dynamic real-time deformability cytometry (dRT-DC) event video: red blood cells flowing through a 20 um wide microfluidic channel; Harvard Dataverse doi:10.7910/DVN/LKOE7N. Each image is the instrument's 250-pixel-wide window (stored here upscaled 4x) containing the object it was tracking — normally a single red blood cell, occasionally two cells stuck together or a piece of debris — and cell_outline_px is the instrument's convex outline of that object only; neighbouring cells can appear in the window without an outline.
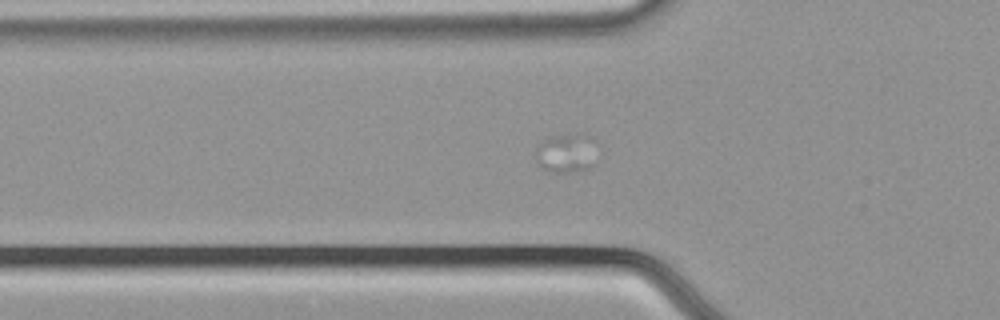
{"species": "common noctule bat (a hibernating species)", "species_latin": "Nyctalus noctula", "temperature_condition": "cold", "stored_images_in_passage": 8, "camera_frame_rate_fps": 3000, "um_per_image_px": 0.085, "animal": {"sex": "male", "body_mass_g": 21.5, "forearm_length_mm": 52.0}, "frame": {"image": 1, "passage_image": 2, "time_ms": 0.333, "image_size_px": [1000, 320], "cell_outline_px": [[592, 164], [584, 172], [552, 172], [536, 164], [536, 144], [552, 136], [588, 136]], "centroid_in_image_um": [47.97, 13.09], "position_along_channel_um": 77.8, "area_um2": 13.01}}